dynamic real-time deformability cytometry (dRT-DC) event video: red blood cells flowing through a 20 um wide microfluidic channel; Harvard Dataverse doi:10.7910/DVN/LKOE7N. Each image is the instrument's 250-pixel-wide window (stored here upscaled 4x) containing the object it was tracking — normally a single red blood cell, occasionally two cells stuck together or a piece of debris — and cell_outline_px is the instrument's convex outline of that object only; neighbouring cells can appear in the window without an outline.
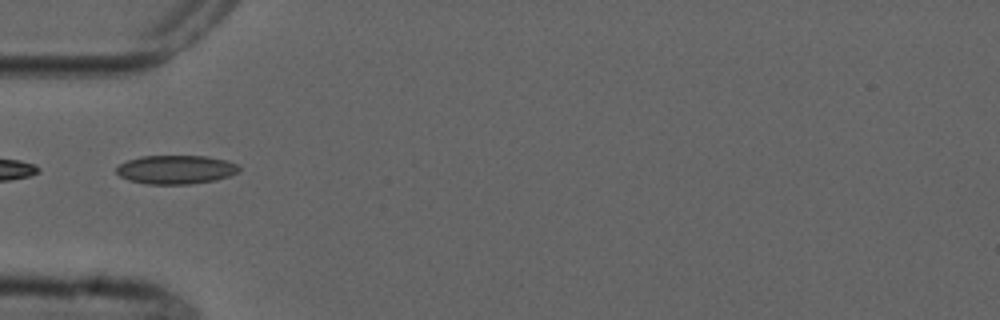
{"species": "common noctule bat (a hibernating species)", "species_latin": "Nyctalus noctula", "temperature_condition": "cold", "stored_images_in_passage": 7, "camera_frame_rate_fps": 3000, "um_per_image_px": 0.085, "animal": {"sex": "male", "forearm_length_mm": 52.5}, "frame": {"image": 1, "passage_image": 4, "time_ms": 4.667, "image_size_px": [1000, 320], "cell_outline_px": [[240, 172], [216, 180], [192, 184], [148, 184], [128, 180], [120, 176], [116, 172], [116, 168], [120, 164], [128, 160], [140, 156], [208, 156], [228, 160], [236, 164], [240, 168]], "centroid_in_image_um": [14.97, 14.41], "position_along_channel_um": 70.0, "area_um2": 20.69}}
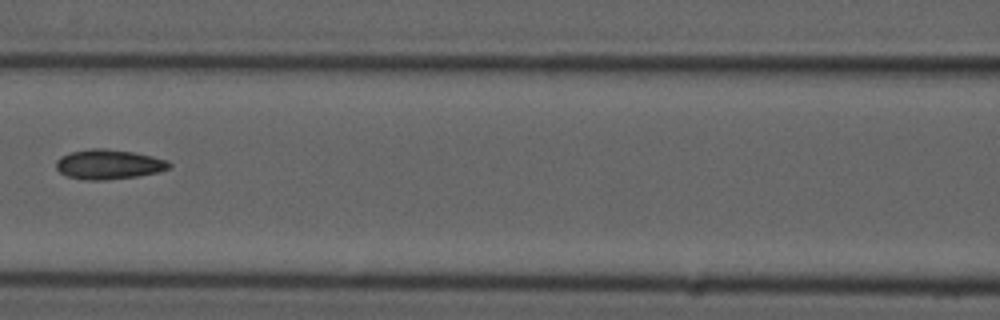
{"frame": {"image": 2, "passage_image": 6, "time_ms": 7.0, "image_size_px": [1000, 320], "cell_outline_px": [[172, 164], [168, 168], [156, 172], [136, 176], [108, 180], [84, 180], [68, 176], [60, 172], [56, 168], [56, 160], [60, 156], [72, 152], [92, 148], [104, 148], [136, 152], [168, 160]], "centroid_in_image_um": [9.23, 13.96], "position_along_channel_um": 157.4, "area_um2": 19.59}}
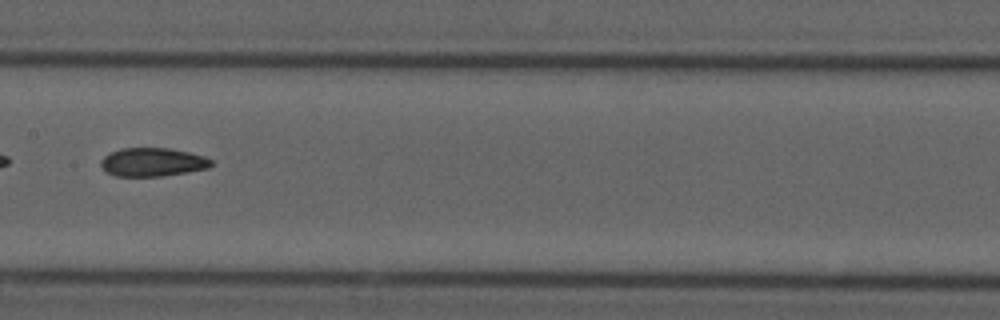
{"frame": {"image": 3, "passage_image": 7, "time_ms": 8.0, "image_size_px": [1000, 320], "cell_outline_px": [[212, 164], [208, 168], [188, 172], [160, 176], [116, 176], [108, 172], [100, 164], [100, 160], [104, 156], [120, 148], [168, 148], [188, 152], [204, 156], [212, 160]], "centroid_in_image_um": [12.97, 13.78], "position_along_channel_um": 194.4, "area_um2": 18.21}}